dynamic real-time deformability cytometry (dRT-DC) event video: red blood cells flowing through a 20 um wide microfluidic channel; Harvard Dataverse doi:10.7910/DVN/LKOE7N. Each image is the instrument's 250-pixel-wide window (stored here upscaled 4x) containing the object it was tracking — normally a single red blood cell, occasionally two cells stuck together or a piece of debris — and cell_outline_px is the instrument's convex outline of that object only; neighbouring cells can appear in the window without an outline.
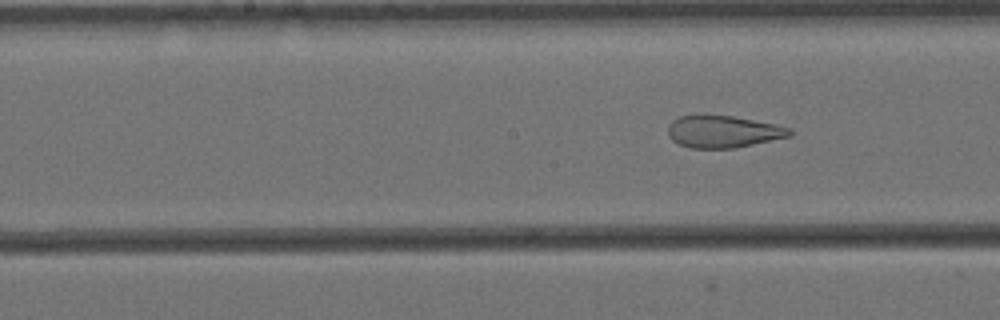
{"species": "Egyptian fruit bat (a non-hibernating species)", "species_latin": "Rousettus aegyptiacus", "temperature_condition": "cold", "stored_images_in_passage": 27, "camera_frame_rate_fps": 3000, "um_per_image_px": 0.085, "animal": {"sex": "female"}, "frame": {"image": 1, "passage_image": 27, "time_ms": 8.667, "image_size_px": [1000, 320], "cell_outline_px": [[792, 136], [736, 148], [692, 148], [680, 144], [672, 140], [668, 136], [668, 124], [672, 120], [680, 116], [732, 116], [776, 124], [792, 128]], "centroid_in_image_um": [61.5, 11.2], "position_along_channel_um": 186.7, "area_um2": 22.72}}